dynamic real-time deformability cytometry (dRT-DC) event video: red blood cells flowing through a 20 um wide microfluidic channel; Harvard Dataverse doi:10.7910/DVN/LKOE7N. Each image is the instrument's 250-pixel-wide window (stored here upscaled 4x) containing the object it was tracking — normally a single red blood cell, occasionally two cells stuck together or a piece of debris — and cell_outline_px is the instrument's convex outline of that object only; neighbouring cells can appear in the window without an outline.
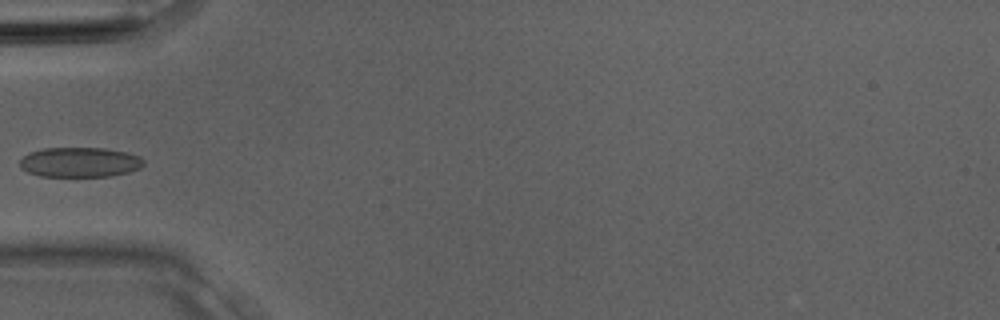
{"species": "Egyptian fruit bat (a non-hibernating species)", "species_latin": "Rousettus aegyptiacus", "temperature_condition": "room temperature", "stored_images_in_passage": 4, "camera_frame_rate_fps": 3000, "um_per_image_px": 0.085, "animal": {"sex": "male"}, "frame": {"image": 1, "passage_image": 4, "time_ms": 1.0, "image_size_px": [1000, 320], "cell_outline_px": [[144, 164], [140, 168], [128, 172], [108, 176], [40, 176], [28, 172], [20, 168], [20, 160], [28, 152], [44, 148], [104, 148], [128, 152], [140, 156], [144, 160]], "centroid_in_image_um": [6.79, 13.78], "position_along_channel_um": 78.2, "area_um2": 21.62}}